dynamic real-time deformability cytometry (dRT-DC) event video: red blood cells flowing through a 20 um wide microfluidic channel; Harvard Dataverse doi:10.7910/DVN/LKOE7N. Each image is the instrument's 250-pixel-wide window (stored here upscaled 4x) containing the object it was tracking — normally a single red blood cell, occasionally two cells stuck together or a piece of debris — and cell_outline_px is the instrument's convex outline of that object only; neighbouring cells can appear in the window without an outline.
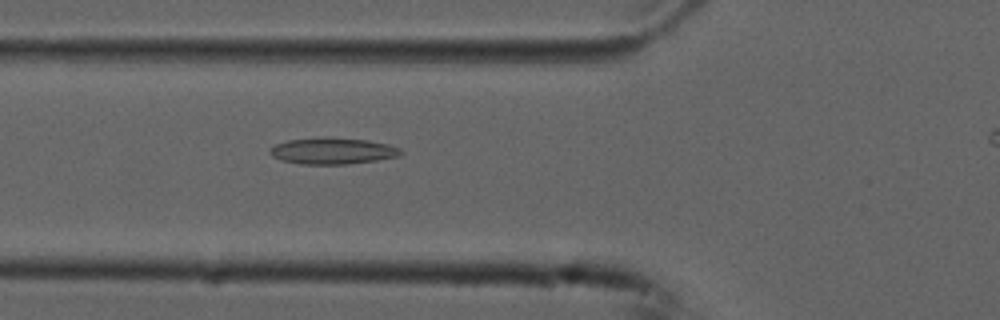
{"species": "common noctule bat (a hibernating species)", "species_latin": "Nyctalus noctula", "temperature_condition": "cold", "stored_images_in_passage": 49, "camera_frame_rate_fps": 3000, "um_per_image_px": 0.085, "animal": {"sex": "male", "forearm_length_mm": 52.5}, "frame": {"image": 1, "passage_image": 20, "time_ms": 6.333, "image_size_px": [1000, 320], "cell_outline_px": [[404, 152], [400, 156], [376, 160], [348, 164], [300, 164], [280, 160], [272, 156], [268, 152], [268, 148], [276, 144], [288, 140], [368, 140], [388, 144], [400, 148]], "centroid_in_image_um": [28.28, 12.88], "position_along_channel_um": 97.5, "area_um2": 19.31}}
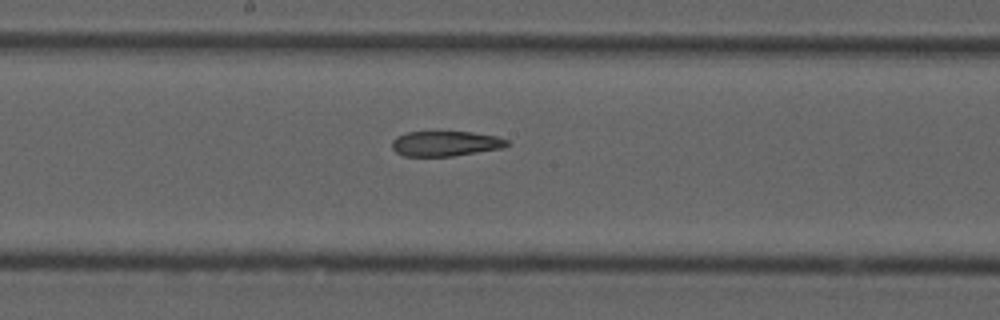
{"frame": {"image": 2, "passage_image": 29, "time_ms": 9.333, "image_size_px": [1000, 320], "cell_outline_px": [[508, 144], [504, 148], [452, 156], [404, 156], [396, 152], [392, 148], [392, 140], [396, 136], [408, 132], [472, 132], [496, 136], [508, 140]], "centroid_in_image_um": [37.86, 12.2], "position_along_channel_um": 210.3, "area_um2": 16.82}}
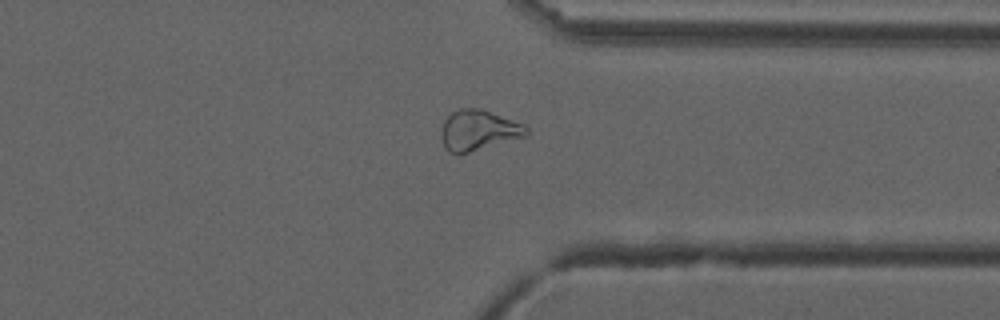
{"frame": {"image": 3, "passage_image": 42, "time_ms": 13.667, "image_size_px": [1000, 320], "cell_outline_px": [[528, 136], [468, 152], [448, 152], [444, 148], [440, 128], [444, 120], [452, 112], [460, 108], [480, 108], [524, 124], [528, 128]], "centroid_in_image_um": [40.67, 11.06], "position_along_channel_um": 370.7, "area_um2": 19.94}, "authors_computed_cell_mechanics": {"area_um2": 19.941, "velocity_mm_per_s": 3.7488, "shape_relaxation_time_tau1_ms": null, "shape_relaxation_time_tau2_ms": 5.1319, "deformation_change_tau1": null, "deformation_change_tau2": 0.145}}